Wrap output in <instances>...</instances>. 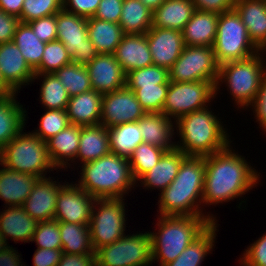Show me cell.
I'll list each match as a JSON object with an SVG mask.
<instances>
[{
  "label": "cell",
  "mask_w": 266,
  "mask_h": 266,
  "mask_svg": "<svg viewBox=\"0 0 266 266\" xmlns=\"http://www.w3.org/2000/svg\"><path fill=\"white\" fill-rule=\"evenodd\" d=\"M232 147L205 156L203 207L240 200L261 180V173Z\"/></svg>",
  "instance_id": "cell-1"
},
{
  "label": "cell",
  "mask_w": 266,
  "mask_h": 266,
  "mask_svg": "<svg viewBox=\"0 0 266 266\" xmlns=\"http://www.w3.org/2000/svg\"><path fill=\"white\" fill-rule=\"evenodd\" d=\"M204 177L205 156H187L182 161L175 179L165 190L158 193L157 214L207 216L213 222H217L216 216L211 212H203Z\"/></svg>",
  "instance_id": "cell-2"
},
{
  "label": "cell",
  "mask_w": 266,
  "mask_h": 266,
  "mask_svg": "<svg viewBox=\"0 0 266 266\" xmlns=\"http://www.w3.org/2000/svg\"><path fill=\"white\" fill-rule=\"evenodd\" d=\"M221 120L209 106L178 118L176 148L186 156H207L225 149L232 141Z\"/></svg>",
  "instance_id": "cell-3"
},
{
  "label": "cell",
  "mask_w": 266,
  "mask_h": 266,
  "mask_svg": "<svg viewBox=\"0 0 266 266\" xmlns=\"http://www.w3.org/2000/svg\"><path fill=\"white\" fill-rule=\"evenodd\" d=\"M78 167L81 173L76 184L95 199L125 198L138 187L128 159L115 153L110 152Z\"/></svg>",
  "instance_id": "cell-4"
},
{
  "label": "cell",
  "mask_w": 266,
  "mask_h": 266,
  "mask_svg": "<svg viewBox=\"0 0 266 266\" xmlns=\"http://www.w3.org/2000/svg\"><path fill=\"white\" fill-rule=\"evenodd\" d=\"M157 216L156 228L150 234L153 262L159 266L177 259L213 223L207 216Z\"/></svg>",
  "instance_id": "cell-5"
},
{
  "label": "cell",
  "mask_w": 266,
  "mask_h": 266,
  "mask_svg": "<svg viewBox=\"0 0 266 266\" xmlns=\"http://www.w3.org/2000/svg\"><path fill=\"white\" fill-rule=\"evenodd\" d=\"M265 54L266 51H259L246 59L220 65L215 84V97L224 83L237 110L247 109L255 99L260 83L266 75Z\"/></svg>",
  "instance_id": "cell-6"
},
{
  "label": "cell",
  "mask_w": 266,
  "mask_h": 266,
  "mask_svg": "<svg viewBox=\"0 0 266 266\" xmlns=\"http://www.w3.org/2000/svg\"><path fill=\"white\" fill-rule=\"evenodd\" d=\"M24 131L0 150V166L38 178L46 177L48 171H57L49 157L46 142L33 132Z\"/></svg>",
  "instance_id": "cell-7"
},
{
  "label": "cell",
  "mask_w": 266,
  "mask_h": 266,
  "mask_svg": "<svg viewBox=\"0 0 266 266\" xmlns=\"http://www.w3.org/2000/svg\"><path fill=\"white\" fill-rule=\"evenodd\" d=\"M212 48L219 65L246 59L260 51L251 41L235 9L219 14L217 34Z\"/></svg>",
  "instance_id": "cell-8"
},
{
  "label": "cell",
  "mask_w": 266,
  "mask_h": 266,
  "mask_svg": "<svg viewBox=\"0 0 266 266\" xmlns=\"http://www.w3.org/2000/svg\"><path fill=\"white\" fill-rule=\"evenodd\" d=\"M125 200V198H107L94 201L89 224L94 251L113 243L126 234Z\"/></svg>",
  "instance_id": "cell-9"
},
{
  "label": "cell",
  "mask_w": 266,
  "mask_h": 266,
  "mask_svg": "<svg viewBox=\"0 0 266 266\" xmlns=\"http://www.w3.org/2000/svg\"><path fill=\"white\" fill-rule=\"evenodd\" d=\"M141 232L125 234L96 250L97 266H151L152 237L149 231Z\"/></svg>",
  "instance_id": "cell-10"
},
{
  "label": "cell",
  "mask_w": 266,
  "mask_h": 266,
  "mask_svg": "<svg viewBox=\"0 0 266 266\" xmlns=\"http://www.w3.org/2000/svg\"><path fill=\"white\" fill-rule=\"evenodd\" d=\"M216 81L171 82L163 114L176 121L185 114L208 107L215 97Z\"/></svg>",
  "instance_id": "cell-11"
},
{
  "label": "cell",
  "mask_w": 266,
  "mask_h": 266,
  "mask_svg": "<svg viewBox=\"0 0 266 266\" xmlns=\"http://www.w3.org/2000/svg\"><path fill=\"white\" fill-rule=\"evenodd\" d=\"M219 69L212 47L185 45L181 55L169 69V81H217Z\"/></svg>",
  "instance_id": "cell-12"
},
{
  "label": "cell",
  "mask_w": 266,
  "mask_h": 266,
  "mask_svg": "<svg viewBox=\"0 0 266 266\" xmlns=\"http://www.w3.org/2000/svg\"><path fill=\"white\" fill-rule=\"evenodd\" d=\"M56 21V40L64 44L72 63L89 64L98 53L88 37L87 18L62 9L56 13Z\"/></svg>",
  "instance_id": "cell-13"
},
{
  "label": "cell",
  "mask_w": 266,
  "mask_h": 266,
  "mask_svg": "<svg viewBox=\"0 0 266 266\" xmlns=\"http://www.w3.org/2000/svg\"><path fill=\"white\" fill-rule=\"evenodd\" d=\"M73 183L66 182L58 192L54 220L89 225L96 199Z\"/></svg>",
  "instance_id": "cell-14"
},
{
  "label": "cell",
  "mask_w": 266,
  "mask_h": 266,
  "mask_svg": "<svg viewBox=\"0 0 266 266\" xmlns=\"http://www.w3.org/2000/svg\"><path fill=\"white\" fill-rule=\"evenodd\" d=\"M145 113L134 92L125 86L103 94L100 124L110 128L137 122Z\"/></svg>",
  "instance_id": "cell-15"
},
{
  "label": "cell",
  "mask_w": 266,
  "mask_h": 266,
  "mask_svg": "<svg viewBox=\"0 0 266 266\" xmlns=\"http://www.w3.org/2000/svg\"><path fill=\"white\" fill-rule=\"evenodd\" d=\"M86 68L92 89L101 94L111 93L126 85V73L114 54L98 53Z\"/></svg>",
  "instance_id": "cell-16"
},
{
  "label": "cell",
  "mask_w": 266,
  "mask_h": 266,
  "mask_svg": "<svg viewBox=\"0 0 266 266\" xmlns=\"http://www.w3.org/2000/svg\"><path fill=\"white\" fill-rule=\"evenodd\" d=\"M53 180L54 177L50 176L39 178L22 205L24 211L37 222L50 221L55 217L57 194L65 182L61 184L58 179V182Z\"/></svg>",
  "instance_id": "cell-17"
},
{
  "label": "cell",
  "mask_w": 266,
  "mask_h": 266,
  "mask_svg": "<svg viewBox=\"0 0 266 266\" xmlns=\"http://www.w3.org/2000/svg\"><path fill=\"white\" fill-rule=\"evenodd\" d=\"M153 65L170 69L181 55L185 44L182 31L151 27L146 33Z\"/></svg>",
  "instance_id": "cell-18"
},
{
  "label": "cell",
  "mask_w": 266,
  "mask_h": 266,
  "mask_svg": "<svg viewBox=\"0 0 266 266\" xmlns=\"http://www.w3.org/2000/svg\"><path fill=\"white\" fill-rule=\"evenodd\" d=\"M0 72L15 93H20L22 87L32 84L35 75L13 41L0 44Z\"/></svg>",
  "instance_id": "cell-19"
},
{
  "label": "cell",
  "mask_w": 266,
  "mask_h": 266,
  "mask_svg": "<svg viewBox=\"0 0 266 266\" xmlns=\"http://www.w3.org/2000/svg\"><path fill=\"white\" fill-rule=\"evenodd\" d=\"M114 56L126 74L153 65L146 34H125Z\"/></svg>",
  "instance_id": "cell-20"
},
{
  "label": "cell",
  "mask_w": 266,
  "mask_h": 266,
  "mask_svg": "<svg viewBox=\"0 0 266 266\" xmlns=\"http://www.w3.org/2000/svg\"><path fill=\"white\" fill-rule=\"evenodd\" d=\"M187 156L177 148L166 151L158 163L143 174L136 184L141 185L143 189L165 190L178 174L182 161ZM139 182V183H138Z\"/></svg>",
  "instance_id": "cell-21"
},
{
  "label": "cell",
  "mask_w": 266,
  "mask_h": 266,
  "mask_svg": "<svg viewBox=\"0 0 266 266\" xmlns=\"http://www.w3.org/2000/svg\"><path fill=\"white\" fill-rule=\"evenodd\" d=\"M143 143L158 146L166 151L176 148L175 121L163 113H145L139 120ZM174 137V138H173ZM174 142H173V141Z\"/></svg>",
  "instance_id": "cell-22"
},
{
  "label": "cell",
  "mask_w": 266,
  "mask_h": 266,
  "mask_svg": "<svg viewBox=\"0 0 266 266\" xmlns=\"http://www.w3.org/2000/svg\"><path fill=\"white\" fill-rule=\"evenodd\" d=\"M80 134L81 126L70 124L46 141L49 157L56 169L65 170L70 166L72 168L73 164L79 163L77 160L75 161V158L79 147Z\"/></svg>",
  "instance_id": "cell-23"
},
{
  "label": "cell",
  "mask_w": 266,
  "mask_h": 266,
  "mask_svg": "<svg viewBox=\"0 0 266 266\" xmlns=\"http://www.w3.org/2000/svg\"><path fill=\"white\" fill-rule=\"evenodd\" d=\"M234 9L253 44L260 51H266V0H236Z\"/></svg>",
  "instance_id": "cell-24"
},
{
  "label": "cell",
  "mask_w": 266,
  "mask_h": 266,
  "mask_svg": "<svg viewBox=\"0 0 266 266\" xmlns=\"http://www.w3.org/2000/svg\"><path fill=\"white\" fill-rule=\"evenodd\" d=\"M38 222L26 213L22 206L5 207L0 212V234L7 240L31 242Z\"/></svg>",
  "instance_id": "cell-25"
},
{
  "label": "cell",
  "mask_w": 266,
  "mask_h": 266,
  "mask_svg": "<svg viewBox=\"0 0 266 266\" xmlns=\"http://www.w3.org/2000/svg\"><path fill=\"white\" fill-rule=\"evenodd\" d=\"M39 178L0 167V199L3 207L22 206Z\"/></svg>",
  "instance_id": "cell-26"
},
{
  "label": "cell",
  "mask_w": 266,
  "mask_h": 266,
  "mask_svg": "<svg viewBox=\"0 0 266 266\" xmlns=\"http://www.w3.org/2000/svg\"><path fill=\"white\" fill-rule=\"evenodd\" d=\"M103 94L90 90L69 98L66 112L70 123L77 126L100 124Z\"/></svg>",
  "instance_id": "cell-27"
},
{
  "label": "cell",
  "mask_w": 266,
  "mask_h": 266,
  "mask_svg": "<svg viewBox=\"0 0 266 266\" xmlns=\"http://www.w3.org/2000/svg\"><path fill=\"white\" fill-rule=\"evenodd\" d=\"M18 93L0 97V150L20 134L27 122V111L17 100Z\"/></svg>",
  "instance_id": "cell-28"
},
{
  "label": "cell",
  "mask_w": 266,
  "mask_h": 266,
  "mask_svg": "<svg viewBox=\"0 0 266 266\" xmlns=\"http://www.w3.org/2000/svg\"><path fill=\"white\" fill-rule=\"evenodd\" d=\"M219 14L195 10L182 30L186 46L212 47L217 34Z\"/></svg>",
  "instance_id": "cell-29"
},
{
  "label": "cell",
  "mask_w": 266,
  "mask_h": 266,
  "mask_svg": "<svg viewBox=\"0 0 266 266\" xmlns=\"http://www.w3.org/2000/svg\"><path fill=\"white\" fill-rule=\"evenodd\" d=\"M195 10L192 0H165L153 11L152 27L182 31Z\"/></svg>",
  "instance_id": "cell-30"
},
{
  "label": "cell",
  "mask_w": 266,
  "mask_h": 266,
  "mask_svg": "<svg viewBox=\"0 0 266 266\" xmlns=\"http://www.w3.org/2000/svg\"><path fill=\"white\" fill-rule=\"evenodd\" d=\"M110 153L108 128L98 124L81 126L79 147L75 160L80 164L94 161Z\"/></svg>",
  "instance_id": "cell-31"
},
{
  "label": "cell",
  "mask_w": 266,
  "mask_h": 266,
  "mask_svg": "<svg viewBox=\"0 0 266 266\" xmlns=\"http://www.w3.org/2000/svg\"><path fill=\"white\" fill-rule=\"evenodd\" d=\"M87 31L97 53L114 54L125 33L118 23L87 18Z\"/></svg>",
  "instance_id": "cell-32"
},
{
  "label": "cell",
  "mask_w": 266,
  "mask_h": 266,
  "mask_svg": "<svg viewBox=\"0 0 266 266\" xmlns=\"http://www.w3.org/2000/svg\"><path fill=\"white\" fill-rule=\"evenodd\" d=\"M213 222L198 238L189 244L184 252L174 261L164 266H201L206 256L212 253L219 227Z\"/></svg>",
  "instance_id": "cell-33"
},
{
  "label": "cell",
  "mask_w": 266,
  "mask_h": 266,
  "mask_svg": "<svg viewBox=\"0 0 266 266\" xmlns=\"http://www.w3.org/2000/svg\"><path fill=\"white\" fill-rule=\"evenodd\" d=\"M152 15L140 0H123L119 25L125 34H146L152 27Z\"/></svg>",
  "instance_id": "cell-34"
},
{
  "label": "cell",
  "mask_w": 266,
  "mask_h": 266,
  "mask_svg": "<svg viewBox=\"0 0 266 266\" xmlns=\"http://www.w3.org/2000/svg\"><path fill=\"white\" fill-rule=\"evenodd\" d=\"M110 152L129 158L136 147L143 143L137 122L123 123L108 128Z\"/></svg>",
  "instance_id": "cell-35"
},
{
  "label": "cell",
  "mask_w": 266,
  "mask_h": 266,
  "mask_svg": "<svg viewBox=\"0 0 266 266\" xmlns=\"http://www.w3.org/2000/svg\"><path fill=\"white\" fill-rule=\"evenodd\" d=\"M59 230L63 253L95 254L89 225L59 222Z\"/></svg>",
  "instance_id": "cell-36"
},
{
  "label": "cell",
  "mask_w": 266,
  "mask_h": 266,
  "mask_svg": "<svg viewBox=\"0 0 266 266\" xmlns=\"http://www.w3.org/2000/svg\"><path fill=\"white\" fill-rule=\"evenodd\" d=\"M43 78V80H42ZM41 79L39 101L44 109L66 110L70 96L54 73L35 74L32 83Z\"/></svg>",
  "instance_id": "cell-37"
},
{
  "label": "cell",
  "mask_w": 266,
  "mask_h": 266,
  "mask_svg": "<svg viewBox=\"0 0 266 266\" xmlns=\"http://www.w3.org/2000/svg\"><path fill=\"white\" fill-rule=\"evenodd\" d=\"M13 42L34 71L41 63L46 43L39 40L27 23L22 22L17 25Z\"/></svg>",
  "instance_id": "cell-38"
},
{
  "label": "cell",
  "mask_w": 266,
  "mask_h": 266,
  "mask_svg": "<svg viewBox=\"0 0 266 266\" xmlns=\"http://www.w3.org/2000/svg\"><path fill=\"white\" fill-rule=\"evenodd\" d=\"M54 74L66 88L70 97L92 90L88 70L84 65L71 62L55 71Z\"/></svg>",
  "instance_id": "cell-39"
},
{
  "label": "cell",
  "mask_w": 266,
  "mask_h": 266,
  "mask_svg": "<svg viewBox=\"0 0 266 266\" xmlns=\"http://www.w3.org/2000/svg\"><path fill=\"white\" fill-rule=\"evenodd\" d=\"M165 152L166 150L149 143L139 144L128 158L134 180L137 181L154 167Z\"/></svg>",
  "instance_id": "cell-40"
},
{
  "label": "cell",
  "mask_w": 266,
  "mask_h": 266,
  "mask_svg": "<svg viewBox=\"0 0 266 266\" xmlns=\"http://www.w3.org/2000/svg\"><path fill=\"white\" fill-rule=\"evenodd\" d=\"M169 83V70L157 65H151L128 72L125 86L133 91L141 87Z\"/></svg>",
  "instance_id": "cell-41"
},
{
  "label": "cell",
  "mask_w": 266,
  "mask_h": 266,
  "mask_svg": "<svg viewBox=\"0 0 266 266\" xmlns=\"http://www.w3.org/2000/svg\"><path fill=\"white\" fill-rule=\"evenodd\" d=\"M71 56L64 44L58 40L45 44L40 65L34 70L35 74L54 73L64 65L70 64Z\"/></svg>",
  "instance_id": "cell-42"
},
{
  "label": "cell",
  "mask_w": 266,
  "mask_h": 266,
  "mask_svg": "<svg viewBox=\"0 0 266 266\" xmlns=\"http://www.w3.org/2000/svg\"><path fill=\"white\" fill-rule=\"evenodd\" d=\"M40 118L39 129L32 132L45 142L71 124L66 110L62 109H46Z\"/></svg>",
  "instance_id": "cell-43"
},
{
  "label": "cell",
  "mask_w": 266,
  "mask_h": 266,
  "mask_svg": "<svg viewBox=\"0 0 266 266\" xmlns=\"http://www.w3.org/2000/svg\"><path fill=\"white\" fill-rule=\"evenodd\" d=\"M169 84L134 89L136 99L146 113H162L166 101Z\"/></svg>",
  "instance_id": "cell-44"
},
{
  "label": "cell",
  "mask_w": 266,
  "mask_h": 266,
  "mask_svg": "<svg viewBox=\"0 0 266 266\" xmlns=\"http://www.w3.org/2000/svg\"><path fill=\"white\" fill-rule=\"evenodd\" d=\"M63 9V0H24L20 22L29 23L58 13Z\"/></svg>",
  "instance_id": "cell-45"
},
{
  "label": "cell",
  "mask_w": 266,
  "mask_h": 266,
  "mask_svg": "<svg viewBox=\"0 0 266 266\" xmlns=\"http://www.w3.org/2000/svg\"><path fill=\"white\" fill-rule=\"evenodd\" d=\"M59 222L56 220L38 222L33 233L32 242L37 248L62 249Z\"/></svg>",
  "instance_id": "cell-46"
},
{
  "label": "cell",
  "mask_w": 266,
  "mask_h": 266,
  "mask_svg": "<svg viewBox=\"0 0 266 266\" xmlns=\"http://www.w3.org/2000/svg\"><path fill=\"white\" fill-rule=\"evenodd\" d=\"M240 266H266V233L247 246L239 261Z\"/></svg>",
  "instance_id": "cell-47"
},
{
  "label": "cell",
  "mask_w": 266,
  "mask_h": 266,
  "mask_svg": "<svg viewBox=\"0 0 266 266\" xmlns=\"http://www.w3.org/2000/svg\"><path fill=\"white\" fill-rule=\"evenodd\" d=\"M27 24L40 41L48 43L57 39L56 14L30 21Z\"/></svg>",
  "instance_id": "cell-48"
},
{
  "label": "cell",
  "mask_w": 266,
  "mask_h": 266,
  "mask_svg": "<svg viewBox=\"0 0 266 266\" xmlns=\"http://www.w3.org/2000/svg\"><path fill=\"white\" fill-rule=\"evenodd\" d=\"M122 7L123 0H101L94 18L119 24Z\"/></svg>",
  "instance_id": "cell-49"
},
{
  "label": "cell",
  "mask_w": 266,
  "mask_h": 266,
  "mask_svg": "<svg viewBox=\"0 0 266 266\" xmlns=\"http://www.w3.org/2000/svg\"><path fill=\"white\" fill-rule=\"evenodd\" d=\"M253 111L254 118L258 122L264 134L266 133V75L263 77L259 90L253 102L248 106ZM255 113V114H254Z\"/></svg>",
  "instance_id": "cell-50"
},
{
  "label": "cell",
  "mask_w": 266,
  "mask_h": 266,
  "mask_svg": "<svg viewBox=\"0 0 266 266\" xmlns=\"http://www.w3.org/2000/svg\"><path fill=\"white\" fill-rule=\"evenodd\" d=\"M101 0H63V9L85 18L94 17Z\"/></svg>",
  "instance_id": "cell-51"
},
{
  "label": "cell",
  "mask_w": 266,
  "mask_h": 266,
  "mask_svg": "<svg viewBox=\"0 0 266 266\" xmlns=\"http://www.w3.org/2000/svg\"><path fill=\"white\" fill-rule=\"evenodd\" d=\"M19 23L17 16L7 14L0 8V44L13 41Z\"/></svg>",
  "instance_id": "cell-52"
},
{
  "label": "cell",
  "mask_w": 266,
  "mask_h": 266,
  "mask_svg": "<svg viewBox=\"0 0 266 266\" xmlns=\"http://www.w3.org/2000/svg\"><path fill=\"white\" fill-rule=\"evenodd\" d=\"M236 0H192L195 9L222 14L234 9Z\"/></svg>",
  "instance_id": "cell-53"
},
{
  "label": "cell",
  "mask_w": 266,
  "mask_h": 266,
  "mask_svg": "<svg viewBox=\"0 0 266 266\" xmlns=\"http://www.w3.org/2000/svg\"><path fill=\"white\" fill-rule=\"evenodd\" d=\"M63 255L62 249L37 248L33 255V266H57Z\"/></svg>",
  "instance_id": "cell-54"
},
{
  "label": "cell",
  "mask_w": 266,
  "mask_h": 266,
  "mask_svg": "<svg viewBox=\"0 0 266 266\" xmlns=\"http://www.w3.org/2000/svg\"><path fill=\"white\" fill-rule=\"evenodd\" d=\"M57 266H97L95 254L63 253Z\"/></svg>",
  "instance_id": "cell-55"
},
{
  "label": "cell",
  "mask_w": 266,
  "mask_h": 266,
  "mask_svg": "<svg viewBox=\"0 0 266 266\" xmlns=\"http://www.w3.org/2000/svg\"><path fill=\"white\" fill-rule=\"evenodd\" d=\"M15 249L12 245H9L0 252V266H27L26 263L24 264V261L21 262V254Z\"/></svg>",
  "instance_id": "cell-56"
},
{
  "label": "cell",
  "mask_w": 266,
  "mask_h": 266,
  "mask_svg": "<svg viewBox=\"0 0 266 266\" xmlns=\"http://www.w3.org/2000/svg\"><path fill=\"white\" fill-rule=\"evenodd\" d=\"M24 0H0V8L7 14L21 16Z\"/></svg>",
  "instance_id": "cell-57"
},
{
  "label": "cell",
  "mask_w": 266,
  "mask_h": 266,
  "mask_svg": "<svg viewBox=\"0 0 266 266\" xmlns=\"http://www.w3.org/2000/svg\"><path fill=\"white\" fill-rule=\"evenodd\" d=\"M15 92L5 83L0 72V97L14 94Z\"/></svg>",
  "instance_id": "cell-58"
},
{
  "label": "cell",
  "mask_w": 266,
  "mask_h": 266,
  "mask_svg": "<svg viewBox=\"0 0 266 266\" xmlns=\"http://www.w3.org/2000/svg\"><path fill=\"white\" fill-rule=\"evenodd\" d=\"M146 7L154 11L157 9L165 0H140Z\"/></svg>",
  "instance_id": "cell-59"
},
{
  "label": "cell",
  "mask_w": 266,
  "mask_h": 266,
  "mask_svg": "<svg viewBox=\"0 0 266 266\" xmlns=\"http://www.w3.org/2000/svg\"><path fill=\"white\" fill-rule=\"evenodd\" d=\"M7 246L9 245L6 243L4 237L0 234V252L4 250Z\"/></svg>",
  "instance_id": "cell-60"
}]
</instances>
